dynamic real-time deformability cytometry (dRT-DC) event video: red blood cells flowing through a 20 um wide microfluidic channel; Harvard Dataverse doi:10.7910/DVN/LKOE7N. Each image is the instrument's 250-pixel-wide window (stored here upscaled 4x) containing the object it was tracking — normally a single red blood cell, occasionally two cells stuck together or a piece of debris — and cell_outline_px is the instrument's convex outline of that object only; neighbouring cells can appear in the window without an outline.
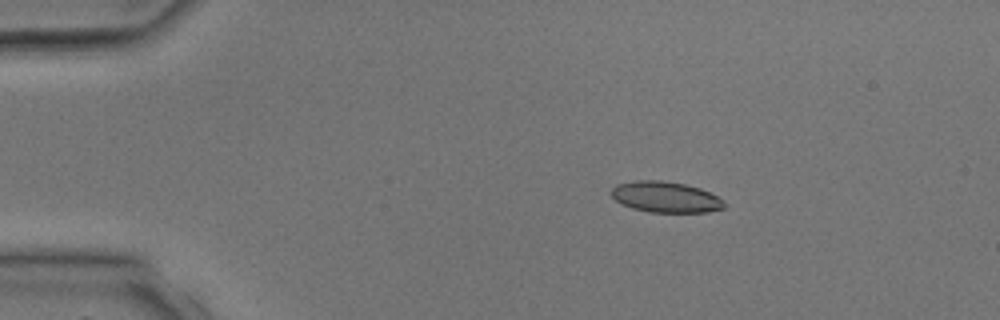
{"species": "common noctule bat (a hibernating species)", "species_latin": "Nyctalus noctula", "temperature_condition": "room temperature", "stored_images_in_passage": 4, "camera_frame_rate_fps": 3000, "um_per_image_px": 0.085, "animal": {"sex": "male", "body_mass_g": 17.9, "forearm_length_mm": 54.2}, "frame": {"image": 1, "passage_image": 3, "time_ms": 2.333, "image_size_px": [1000, 320], "cell_outline_px": [[724, 208], [708, 212], [648, 212], [632, 208], [616, 200], [612, 196], [612, 188], [616, 184], [636, 180], [660, 180], [684, 184], [700, 188], [724, 200]], "centroid_in_image_um": [56.57, 16.74], "position_along_channel_um": 28.4, "area_um2": 20.17}}